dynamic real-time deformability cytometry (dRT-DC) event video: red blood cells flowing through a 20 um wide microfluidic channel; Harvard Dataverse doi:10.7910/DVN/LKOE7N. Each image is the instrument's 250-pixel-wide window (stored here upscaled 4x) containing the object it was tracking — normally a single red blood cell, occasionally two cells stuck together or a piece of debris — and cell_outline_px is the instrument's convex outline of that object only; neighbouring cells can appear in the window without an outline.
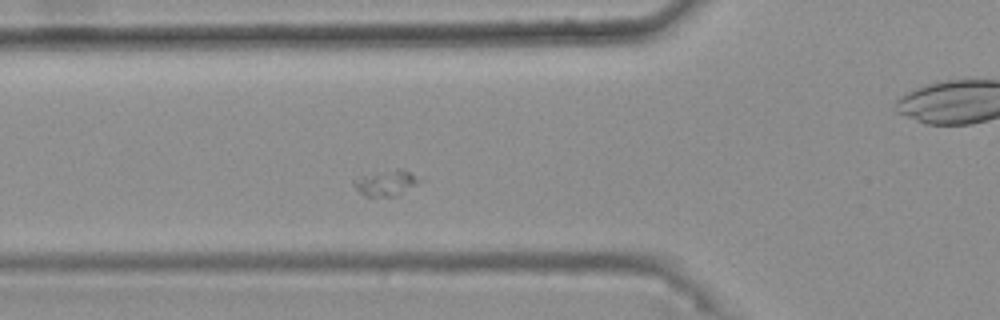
{"species": "common noctule bat (a hibernating species)", "species_latin": "Nyctalus noctula", "temperature_condition": "warm", "stored_images_in_passage": 34, "camera_frame_rate_fps": 3000, "um_per_image_px": 0.085, "animal": {"sex": "female", "body_mass_g": 25.1}, "frame": {"image": 1, "passage_image": 14, "time_ms": 4.333, "image_size_px": [1000, 320], "cell_outline_px": [[424, 180], [400, 196], [364, 196], [352, 184], [352, 180], [364, 176], [396, 168], [400, 168], [412, 172]], "centroid_in_image_um": [32.91, 15.55], "position_along_channel_um": 92.9, "area_um2": 10.0}}
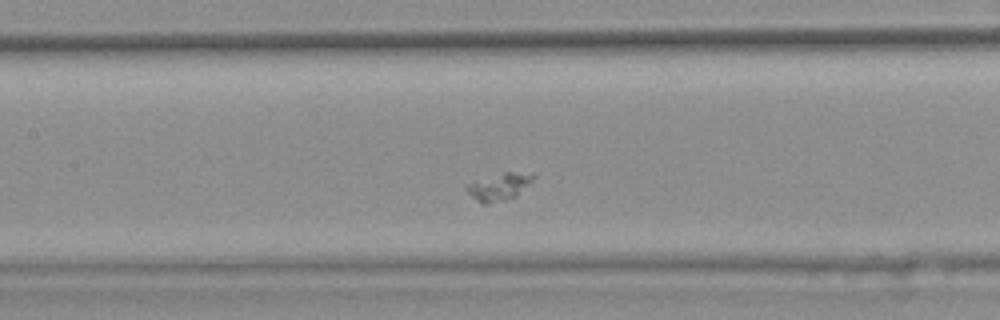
{"frame": {"image": 2, "passage_image": 20, "time_ms": 6.333, "image_size_px": [1000, 320], "cell_outline_px": [[536, 176], [516, 196], [504, 200], [488, 204], [484, 204], [476, 200], [464, 188], [468, 184], [504, 172], [512, 172]], "centroid_in_image_um": [42.39, 15.9], "position_along_channel_um": 165.0, "area_um2": 10.0}}
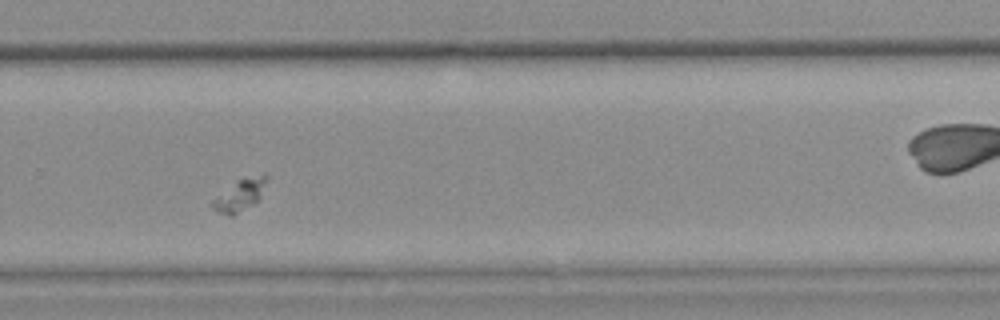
{"frame": {"image": 3, "passage_image": 32, "time_ms": 10.333, "image_size_px": [1000, 320], "cell_outline_px": [[268, 176], [260, 200], [232, 216], [228, 216], [216, 212], [208, 204], [216, 196], [240, 180], [264, 172]], "centroid_in_image_um": [20.39, 16.61], "position_along_channel_um": 309.4, "area_um2": 10.06}}